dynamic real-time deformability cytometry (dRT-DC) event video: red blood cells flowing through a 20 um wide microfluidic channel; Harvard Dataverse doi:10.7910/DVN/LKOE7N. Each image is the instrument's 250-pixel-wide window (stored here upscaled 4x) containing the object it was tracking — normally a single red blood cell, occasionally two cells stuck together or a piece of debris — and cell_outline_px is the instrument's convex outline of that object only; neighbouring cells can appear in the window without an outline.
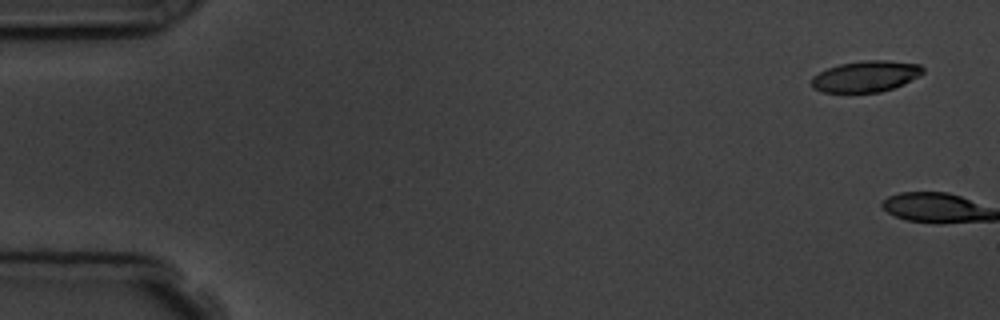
{"species": "common noctule bat (a hibernating species)", "species_latin": "Nyctalus noctula", "temperature_condition": "room temperature", "stored_images_in_passage": 5, "camera_frame_rate_fps": 3000, "um_per_image_px": 0.085, "animal": {"sex": "male", "body_mass_g": 19.5, "forearm_length_mm": 54.6}, "frame": {"image": 1, "passage_image": 1, "time_ms": 0.0, "image_size_px": [1000, 320], "cell_outline_px": [[924, 72], [920, 76], [904, 84], [880, 92], [824, 92], [812, 88], [812, 76], [828, 68], [840, 64], [864, 60], [880, 60], [920, 64], [924, 68]], "centroid_in_image_um": [73.61, 6.49], "position_along_channel_um": 11.4, "area_um2": 20.11}}
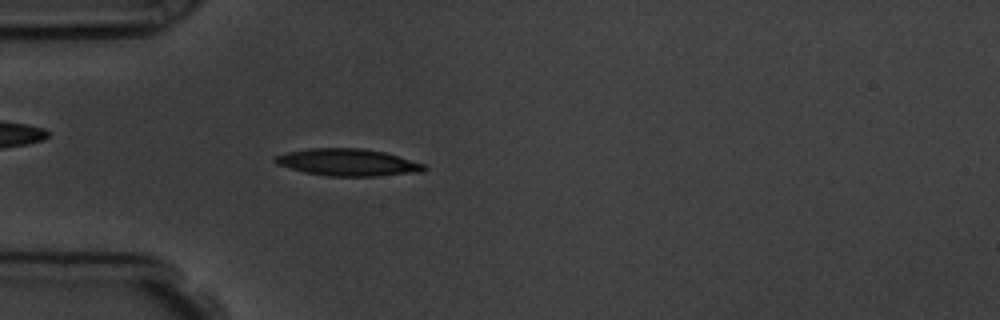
{"frame": {"image": 2, "passage_image": 5, "time_ms": 5.333, "image_size_px": [1000, 320], "cell_outline_px": [[428, 168], [420, 172], [376, 176], [328, 176], [304, 172], [276, 164], [272, 160], [276, 156], [288, 152], [308, 148], [360, 148], [384, 152], [424, 164]], "centroid_in_image_um": [29.54, 13.8], "position_along_channel_um": 55.5, "area_um2": 23.35}}